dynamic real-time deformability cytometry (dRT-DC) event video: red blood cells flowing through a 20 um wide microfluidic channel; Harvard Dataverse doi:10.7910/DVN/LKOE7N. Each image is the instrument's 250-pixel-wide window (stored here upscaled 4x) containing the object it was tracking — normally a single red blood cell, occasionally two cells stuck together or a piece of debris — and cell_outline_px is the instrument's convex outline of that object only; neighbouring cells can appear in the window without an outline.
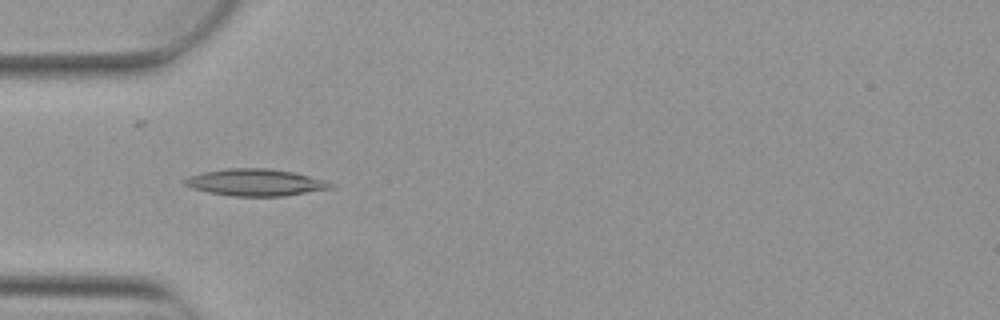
{"species": "Egyptian fruit bat (a non-hibernating species)", "species_latin": "Rousettus aegyptiacus", "temperature_condition": "warm", "stored_images_in_passage": 8, "camera_frame_rate_fps": 3000, "um_per_image_px": 0.085, "animal": {"sex": "female"}, "frame": {"image": 1, "passage_image": 5, "time_ms": 1.333, "image_size_px": [1000, 320], "cell_outline_px": [[336, 188], [284, 196], [232, 196], [208, 192], [192, 188], [184, 184], [184, 180], [188, 176], [204, 172], [228, 168], [268, 168], [296, 172], [324, 180], [336, 184]], "centroid_in_image_um": [21.78, 15.51], "position_along_channel_um": 63.2, "area_um2": 23.06}}
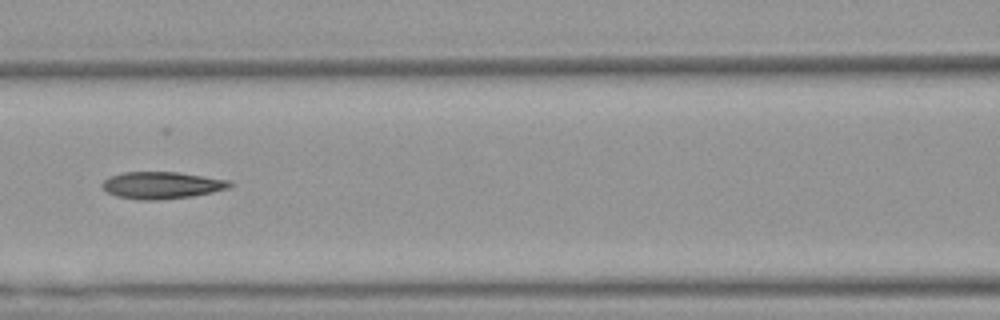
{"frame": {"image": 2, "passage_image": 7, "time_ms": 2.0, "image_size_px": [1000, 320], "cell_outline_px": [[236, 184], [228, 188], [212, 192], [192, 196], [156, 200], [136, 200], [116, 196], [108, 192], [100, 184], [104, 180], [112, 176], [124, 172], [180, 172], [232, 180]], "centroid_in_image_um": [13.81, 15.74], "position_along_channel_um": 152.8, "area_um2": 20.23}}
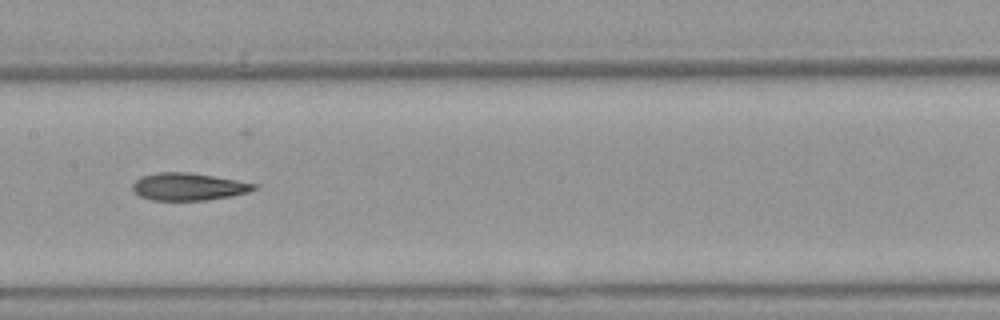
{"frame": {"image": 3, "passage_image": 8, "time_ms": 2.333, "image_size_px": [1000, 320], "cell_outline_px": [[260, 188], [248, 192], [232, 196], [204, 200], [152, 200], [140, 196], [132, 192], [132, 184], [140, 176], [156, 172], [188, 172], [260, 184]], "centroid_in_image_um": [16.02, 15.86], "position_along_channel_um": 191.4, "area_um2": 19.59}}